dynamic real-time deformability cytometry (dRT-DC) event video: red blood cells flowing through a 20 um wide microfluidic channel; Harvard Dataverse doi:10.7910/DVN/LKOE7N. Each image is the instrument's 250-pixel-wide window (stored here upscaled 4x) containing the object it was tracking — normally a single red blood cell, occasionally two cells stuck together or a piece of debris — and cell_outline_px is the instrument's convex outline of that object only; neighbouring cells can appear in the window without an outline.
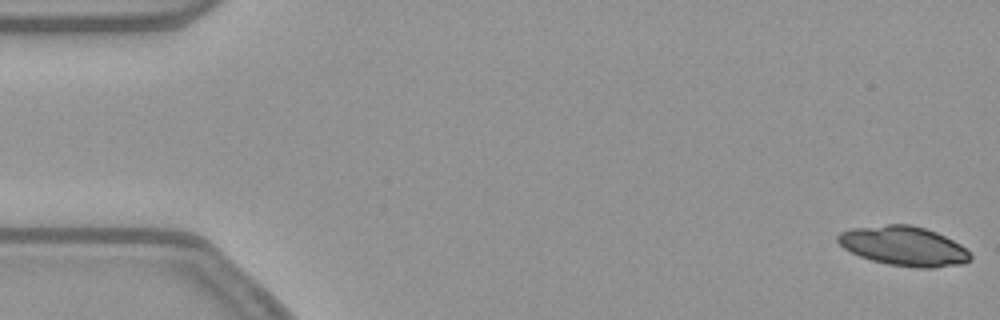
{"species": "common noctule bat (a hibernating species)", "species_latin": "Nyctalus noctula", "temperature_condition": "warm", "stored_images_in_passage": 54, "camera_frame_rate_fps": 3000, "um_per_image_px": 0.085, "animal": {"sex": "female", "body_mass_g": 21.9}, "frame": {"image": 1, "passage_image": 1, "time_ms": 0.0, "image_size_px": [1000, 320], "cell_outline_px": [[972, 260], [964, 264], [936, 268], [920, 268], [888, 264], [872, 260], [860, 256], [844, 248], [836, 240], [836, 236], [840, 232], [852, 228], [888, 224], [912, 224], [936, 232], [960, 244], [972, 252]], "centroid_in_image_um": [76.87, 20.92], "position_along_channel_um": 8.1, "area_um2": 30.69}}